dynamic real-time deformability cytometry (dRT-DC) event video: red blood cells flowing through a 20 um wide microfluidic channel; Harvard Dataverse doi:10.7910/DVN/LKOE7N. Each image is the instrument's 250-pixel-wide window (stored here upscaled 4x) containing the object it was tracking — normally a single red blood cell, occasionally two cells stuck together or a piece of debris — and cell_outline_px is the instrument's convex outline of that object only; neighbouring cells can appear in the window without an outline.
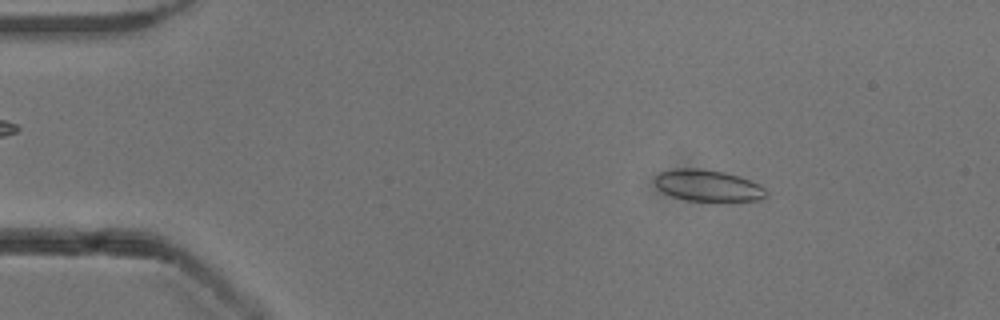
{"species": "common noctule bat (a hibernating species)", "species_latin": "Nyctalus noctula", "temperature_condition": "cold", "stored_images_in_passage": 47, "camera_frame_rate_fps": 3000, "um_per_image_px": 0.085, "animal": {"sex": "male", "body_mass_g": 13.3}, "frame": {"image": 1, "passage_image": 3, "time_ms": 0.667, "image_size_px": [1000, 320], "cell_outline_px": [[768, 196], [760, 200], [688, 200], [672, 196], [664, 192], [656, 184], [656, 176], [660, 172], [676, 168], [696, 168], [724, 172], [740, 176], [760, 184], [768, 192]], "centroid_in_image_um": [60.22, 15.76], "position_along_channel_um": 24.8, "area_um2": 20.11}}
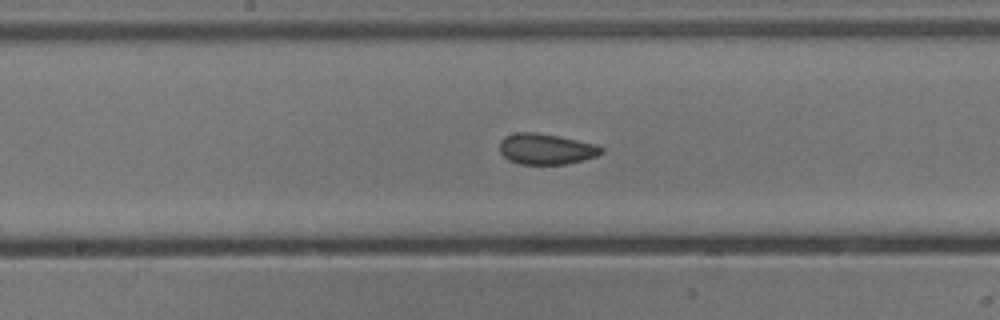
{"frame": {"image": 2, "passage_image": 22, "time_ms": 7.0, "image_size_px": [1000, 320], "cell_outline_px": [[604, 152], [596, 156], [564, 164], [520, 164], [508, 160], [500, 152], [500, 140], [504, 136], [516, 132], [536, 132], [560, 136], [596, 144], [604, 148]], "centroid_in_image_um": [46.4, 12.65], "position_along_channel_um": 201.8, "area_um2": 18.32}}
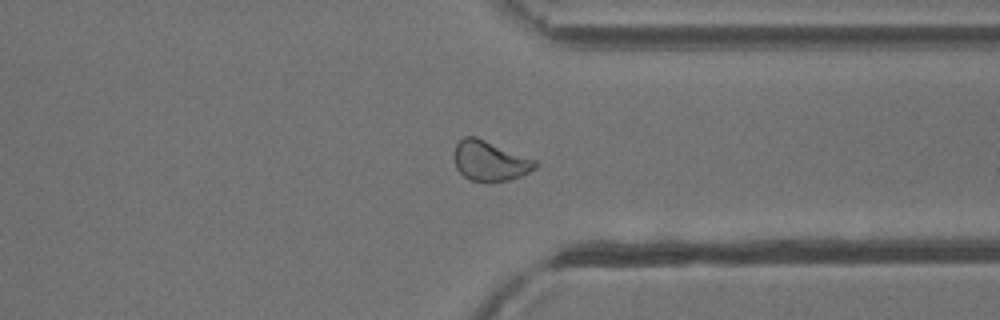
{"frame": {"image": 3, "passage_image": 35, "time_ms": 11.333, "image_size_px": [1000, 320], "cell_outline_px": [[540, 164], [536, 168], [520, 176], [508, 180], [488, 184], [468, 180], [456, 168], [452, 156], [452, 152], [456, 144], [464, 136], [476, 136], [536, 160]], "centroid_in_image_um": [41.6, 13.7], "position_along_channel_um": 369.8, "area_um2": 19.48}, "authors_computed_cell_mechanics": {"area_um2": 19.363, "velocity_mm_per_s": 3.9186, "shape_relaxation_time_tau1_ms": 5.3674, "shape_relaxation_time_tau2_ms": 2.1834, "deformation_change_tau1": 0.0885, "deformation_change_tau2": 0.0474}}